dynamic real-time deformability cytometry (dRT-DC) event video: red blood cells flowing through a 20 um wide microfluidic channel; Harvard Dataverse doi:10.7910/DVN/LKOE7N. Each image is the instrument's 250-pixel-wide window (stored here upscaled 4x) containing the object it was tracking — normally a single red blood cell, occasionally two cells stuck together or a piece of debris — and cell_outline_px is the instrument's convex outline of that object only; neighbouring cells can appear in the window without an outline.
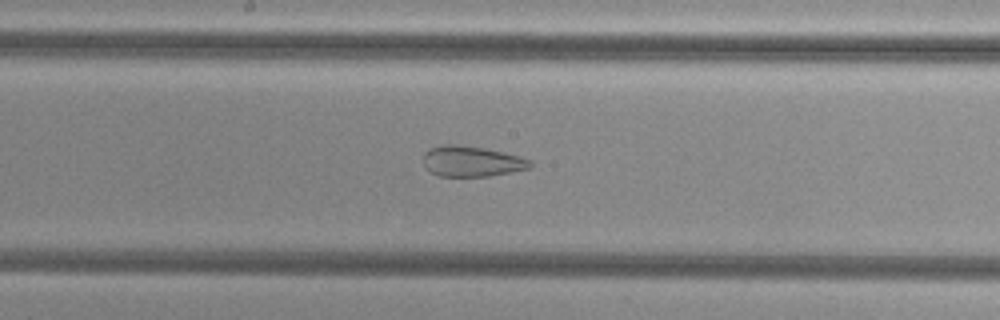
{"species": "common noctule bat (a hibernating species)", "species_latin": "Nyctalus noctula", "temperature_condition": "cold", "stored_images_in_passage": 55, "camera_frame_rate_fps": 3000, "um_per_image_px": 0.085, "animal": {"sex": "female", "body_mass_g": 29.2, "forearm_length_mm": 56.3}, "frame": {"image": 1, "passage_image": 30, "time_ms": 9.667, "image_size_px": [1000, 320], "cell_outline_px": [[532, 168], [488, 176], [440, 176], [424, 168], [424, 152], [432, 148], [444, 144], [456, 144], [480, 148], [500, 152], [532, 160]], "centroid_in_image_um": [40.07, 13.72], "position_along_channel_um": 208.1, "area_um2": 18.73}}
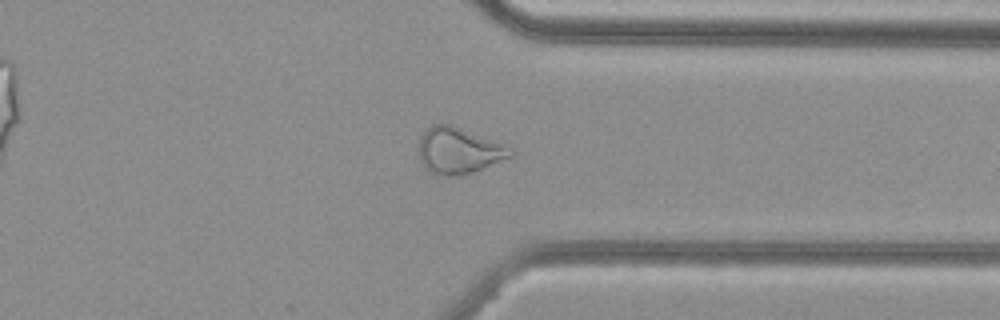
{"frame": {"image": 2, "passage_image": 43, "time_ms": 14.0, "image_size_px": [1000, 320], "cell_outline_px": [[516, 152], [512, 156], [472, 172], [460, 176], [444, 176], [432, 172], [424, 168], [420, 160], [420, 136], [432, 124], [452, 124], [512, 148]], "centroid_in_image_um": [38.98, 12.8], "position_along_channel_um": 372.4, "area_um2": 24.45}}
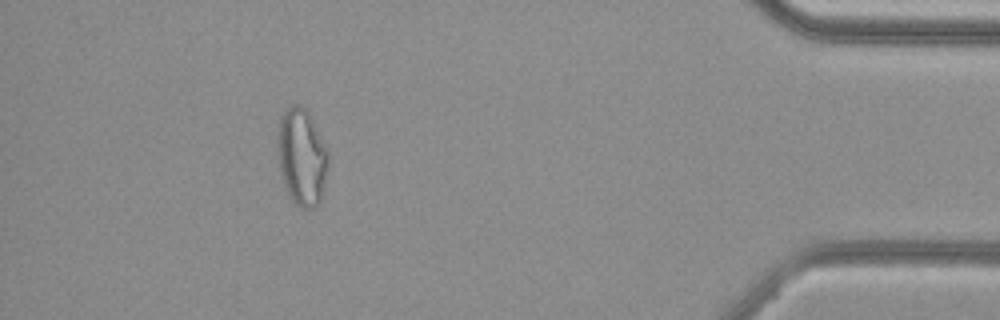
{"frame": {"image": 3, "passage_image": 50, "time_ms": 16.333, "image_size_px": [1000, 320], "cell_outline_px": [[328, 168], [320, 200], [316, 208], [300, 208], [288, 196], [280, 172], [276, 144], [276, 132], [280, 116], [284, 108], [296, 104], [300, 104], [312, 116], [328, 148]], "centroid_in_image_um": [25.63, 13.29], "position_along_channel_um": 409.6, "area_um2": 29.48}, "authors_computed_cell_mechanics": {"area_um2": 28.322, "velocity_mm_per_s": 3.82, "shape_relaxation_time_tau1_ms": null, "shape_relaxation_time_tau2_ms": 1.8645, "deformation_change_tau1": null, "deformation_change_tau2": 0.0889}}